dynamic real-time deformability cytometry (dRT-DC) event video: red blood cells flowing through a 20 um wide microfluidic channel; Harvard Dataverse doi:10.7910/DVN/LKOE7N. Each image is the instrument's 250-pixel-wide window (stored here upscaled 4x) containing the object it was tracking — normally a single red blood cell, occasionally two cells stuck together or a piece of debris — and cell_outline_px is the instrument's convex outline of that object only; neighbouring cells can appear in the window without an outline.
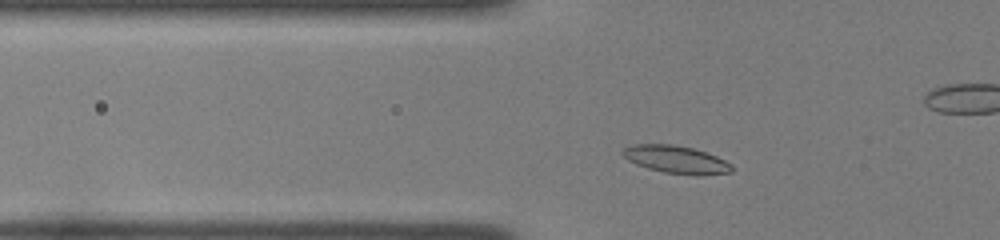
{"species": "common noctule bat (a hibernating species)", "species_latin": "Nyctalus noctula", "temperature_condition": "room temperature", "stored_images_in_passage": 43, "camera_frame_rate_fps": 3000, "um_per_image_px": 0.085, "animal": {"sex": "female", "body_mass_g": 22.0, "forearm_length_mm": 56.7}, "frame": {"image": 1, "passage_image": 9, "time_ms": 2.667, "image_size_px": [1000, 240], "cell_outline_px": [[732, 172], [700, 176], [692, 176], [664, 172], [648, 168], [636, 164], [628, 160], [620, 152], [624, 148], [632, 144], [672, 144], [692, 148], [716, 156], [732, 164]], "centroid_in_image_um": [57.47, 13.57], "position_along_channel_um": 68.3, "area_um2": 17.69}}
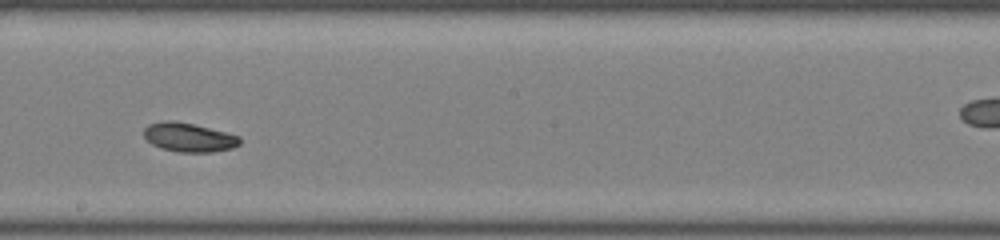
{"frame": {"image": 2, "passage_image": 22, "time_ms": 7.0, "image_size_px": [1000, 240], "cell_outline_px": [[240, 144], [232, 148], [212, 152], [176, 152], [160, 148], [152, 144], [144, 136], [144, 128], [148, 124], [164, 120], [176, 120], [240, 136]], "centroid_in_image_um": [16.02, 11.67], "position_along_channel_um": 232.2, "area_um2": 16.18}}
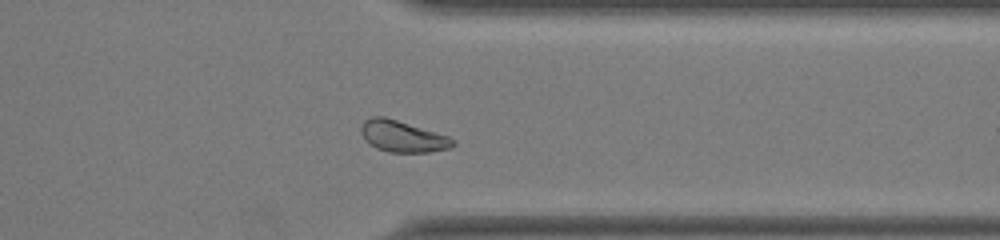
{"frame": {"image": 3, "passage_image": 33, "time_ms": 10.667, "image_size_px": [1000, 240], "cell_outline_px": [[456, 144], [452, 148], [428, 152], [388, 152], [376, 148], [368, 144], [360, 132], [360, 128], [364, 120], [372, 116], [384, 116], [448, 136], [456, 140]], "centroid_in_image_um": [34.21, 11.6], "position_along_channel_um": 377.2, "area_um2": 16.88}}